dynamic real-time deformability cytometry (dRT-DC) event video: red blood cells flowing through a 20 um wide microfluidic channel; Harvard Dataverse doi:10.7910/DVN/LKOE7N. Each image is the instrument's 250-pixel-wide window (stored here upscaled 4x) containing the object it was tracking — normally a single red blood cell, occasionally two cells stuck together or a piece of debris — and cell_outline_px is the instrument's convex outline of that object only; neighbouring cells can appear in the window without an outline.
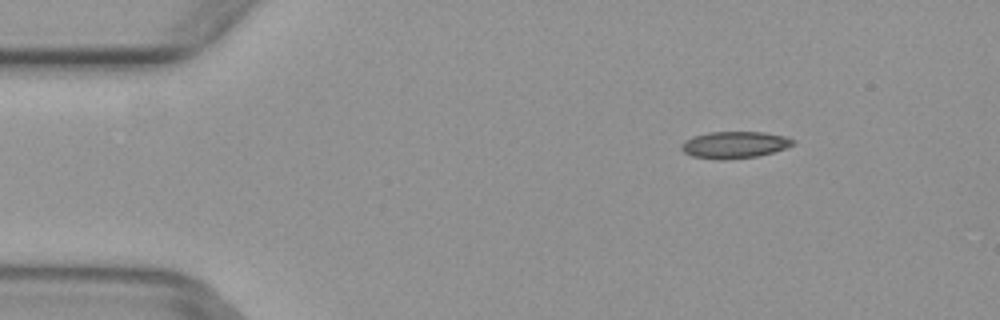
{"species": "common noctule bat (a hibernating species)", "species_latin": "Nyctalus noctula", "temperature_condition": "warm", "stored_images_in_passage": 4, "camera_frame_rate_fps": 3000, "um_per_image_px": 0.085, "animal": {"sex": "female", "body_mass_g": 29.2, "forearm_length_mm": 56.3}, "frame": {"image": 1, "passage_image": 2, "time_ms": 0.333, "image_size_px": [1000, 320], "cell_outline_px": [[796, 140], [792, 144], [784, 148], [772, 152], [756, 156], [728, 160], [720, 160], [692, 156], [684, 152], [680, 148], [680, 144], [684, 140], [692, 136], [708, 132], [764, 132], [784, 136]], "centroid_in_image_um": [62.37, 12.31], "position_along_channel_um": 22.6, "area_um2": 17.46}}